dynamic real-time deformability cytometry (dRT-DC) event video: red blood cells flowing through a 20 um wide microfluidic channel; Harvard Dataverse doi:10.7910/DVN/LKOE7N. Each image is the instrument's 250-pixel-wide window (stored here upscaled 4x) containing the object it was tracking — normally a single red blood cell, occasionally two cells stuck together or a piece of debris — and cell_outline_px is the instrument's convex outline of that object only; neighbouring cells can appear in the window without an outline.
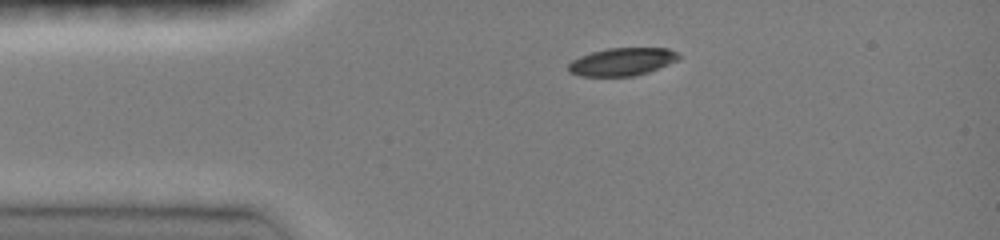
{"species": "common noctule bat (a hibernating species)", "species_latin": "Nyctalus noctula", "temperature_condition": "room temperature", "stored_images_in_passage": 35, "camera_frame_rate_fps": 3000, "um_per_image_px": 0.085, "animal": {"sex": "female", "body_mass_g": 19.0, "forearm_length_mm": 51.5}, "frame": {"image": 1, "passage_image": 1, "time_ms": 0.0, "image_size_px": [1000, 240], "cell_outline_px": [[680, 56], [676, 60], [668, 64], [648, 72], [632, 76], [580, 76], [568, 72], [568, 64], [572, 60], [580, 56], [592, 52], [608, 48], [668, 48], [676, 52]], "centroid_in_image_um": [52.84, 5.25], "position_along_channel_um": 32.2, "area_um2": 17.74}}
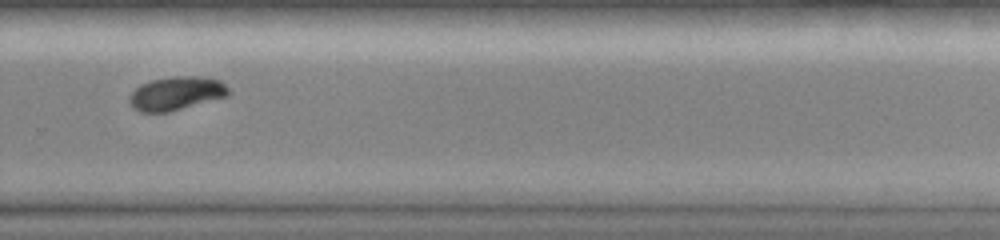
{"frame": {"image": 2, "passage_image": 24, "time_ms": 7.667, "image_size_px": [1000, 240], "cell_outline_px": [[228, 96], [168, 112], [140, 112], [132, 108], [128, 100], [128, 96], [140, 84], [152, 80], [172, 76], [200, 76], [220, 80], [228, 88]], "centroid_in_image_um": [14.94, 7.94], "position_along_channel_um": 314.9, "area_um2": 19.42}}
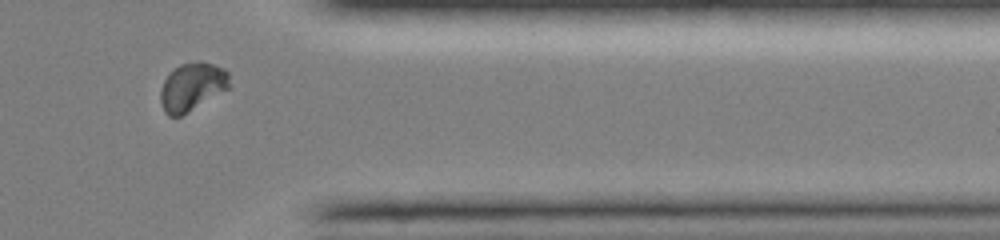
{"frame": {"image": 3, "passage_image": 30, "time_ms": 9.667, "image_size_px": [1000, 240], "cell_outline_px": [[228, 88], [188, 112], [180, 116], [168, 116], [164, 112], [160, 104], [160, 92], [164, 80], [180, 64], [196, 60], [200, 60], [224, 68], [228, 72]], "centroid_in_image_um": [16.3, 7.37], "position_along_channel_um": 395.1, "area_um2": 19.13}, "authors_computed_cell_mechanics": {"area_um2": 19.652, "velocity_mm_per_s": 4.1298, "shape_relaxation_time_tau1_ms": 3.2332, "shape_relaxation_time_tau2_ms": null, "deformation_change_tau1": 0.1438, "deformation_change_tau2": null}}